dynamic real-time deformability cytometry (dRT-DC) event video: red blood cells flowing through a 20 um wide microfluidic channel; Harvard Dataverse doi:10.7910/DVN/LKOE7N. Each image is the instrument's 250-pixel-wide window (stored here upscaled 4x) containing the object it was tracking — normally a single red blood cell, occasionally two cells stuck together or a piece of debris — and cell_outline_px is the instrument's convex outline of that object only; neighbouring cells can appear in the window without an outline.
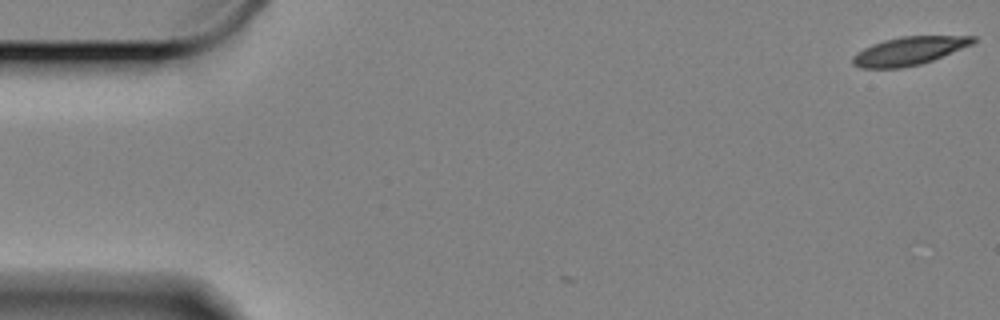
{"species": "Egyptian fruit bat (a non-hibernating species)", "species_latin": "Rousettus aegyptiacus", "temperature_condition": "cold", "stored_images_in_passage": 3, "camera_frame_rate_fps": 3000, "um_per_image_px": 0.085, "animal": {"sex": "female"}, "frame": {"image": 1, "passage_image": 1, "time_ms": 0.0, "image_size_px": [1000, 320], "cell_outline_px": [[976, 40], [972, 44], [932, 60], [920, 64], [900, 68], [860, 68], [852, 64], [852, 56], [856, 52], [872, 44], [884, 40], [900, 36], [976, 36]], "centroid_in_image_um": [77.22, 4.33], "position_along_channel_um": 7.8, "area_um2": 19.71}}